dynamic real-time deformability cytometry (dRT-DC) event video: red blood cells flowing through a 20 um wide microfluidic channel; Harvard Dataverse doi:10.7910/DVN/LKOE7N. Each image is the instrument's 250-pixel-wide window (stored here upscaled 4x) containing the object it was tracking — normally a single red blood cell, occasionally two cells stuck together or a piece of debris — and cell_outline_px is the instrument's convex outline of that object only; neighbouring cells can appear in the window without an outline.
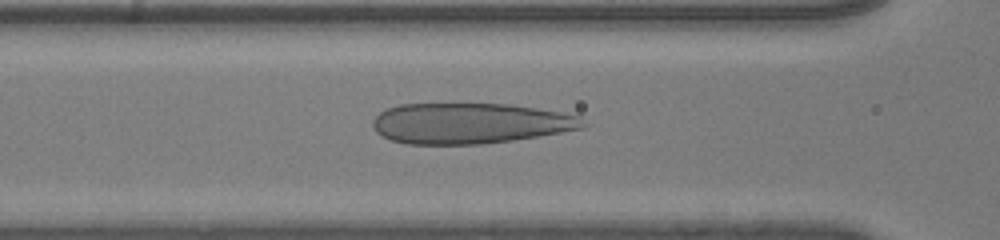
{"species": "human", "species_latin": "Homo sapiens", "temperature_condition": "room temperature", "stored_images_in_passage": 40, "camera_frame_rate_fps": 3000, "um_per_image_px": 0.085, "donor": {"sex": "male"}, "frame": {"image": 1, "passage_image": 14, "time_ms": 4.333, "image_size_px": [1000, 240], "cell_outline_px": [[588, 124], [584, 128], [512, 140], [484, 144], [408, 144], [392, 140], [376, 132], [372, 124], [372, 120], [380, 112], [388, 108], [400, 104], [512, 104], [560, 112], [580, 116]], "centroid_in_image_um": [39.96, 10.48], "position_along_channel_um": 126.6, "area_um2": 49.71}}
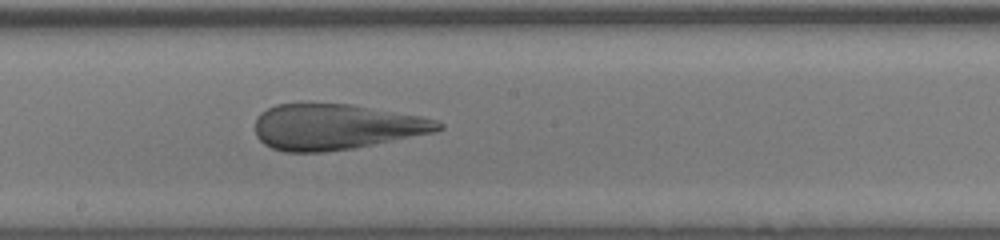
{"frame": {"image": 2, "passage_image": 21, "time_ms": 6.667, "image_size_px": [1000, 240], "cell_outline_px": [[444, 128], [432, 132], [352, 148], [324, 152], [284, 152], [272, 148], [264, 144], [256, 136], [256, 120], [260, 112], [276, 104], [352, 104], [420, 116], [436, 120], [444, 124]], "centroid_in_image_um": [28.51, 10.78], "position_along_channel_um": 219.7, "area_um2": 48.32}}
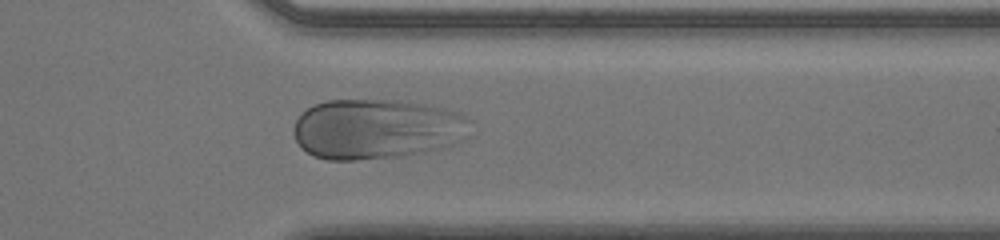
{"frame": {"image": 3, "passage_image": 33, "time_ms": 10.667, "image_size_px": [1000, 240], "cell_outline_px": [[472, 120], [448, 144], [436, 148], [404, 156], [356, 160], [328, 160], [312, 156], [300, 148], [292, 132], [292, 128], [300, 112], [316, 104], [328, 100], [388, 100], [416, 104], [440, 108], [460, 112]], "centroid_in_image_um": [31.82, 10.97], "position_along_channel_um": 379.6, "area_um2": 60.81}}